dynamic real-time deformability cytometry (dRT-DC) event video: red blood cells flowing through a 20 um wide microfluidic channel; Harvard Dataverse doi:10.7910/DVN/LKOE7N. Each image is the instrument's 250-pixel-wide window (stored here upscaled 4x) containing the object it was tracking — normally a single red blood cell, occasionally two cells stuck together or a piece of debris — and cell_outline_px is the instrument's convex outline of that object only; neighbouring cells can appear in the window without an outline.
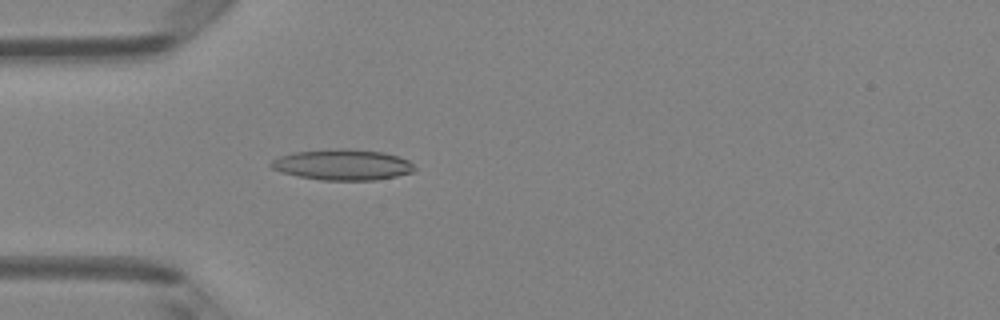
{"species": "Egyptian fruit bat (a non-hibernating species)", "species_latin": "Rousettus aegyptiacus", "temperature_condition": "room temperature", "stored_images_in_passage": 4, "camera_frame_rate_fps": 3000, "um_per_image_px": 0.085, "animal": {"sex": "female"}, "frame": {"image": 1, "passage_image": 4, "time_ms": 1.0, "image_size_px": [1000, 320], "cell_outline_px": [[416, 172], [376, 180], [320, 180], [296, 176], [280, 172], [272, 168], [268, 164], [272, 160], [280, 156], [292, 152], [336, 148], [352, 148], [384, 152], [408, 160], [416, 168]], "centroid_in_image_um": [29.11, 13.99], "position_along_channel_um": 55.9, "area_um2": 26.13}}